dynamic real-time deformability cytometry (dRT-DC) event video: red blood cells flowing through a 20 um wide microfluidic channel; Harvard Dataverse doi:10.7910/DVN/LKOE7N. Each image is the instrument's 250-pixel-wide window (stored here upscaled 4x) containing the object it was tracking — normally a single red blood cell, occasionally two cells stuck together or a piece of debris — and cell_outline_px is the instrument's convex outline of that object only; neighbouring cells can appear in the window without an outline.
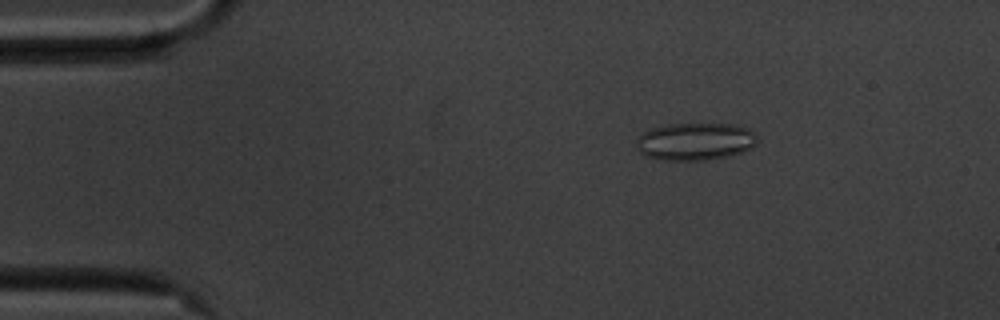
{"species": "common noctule bat (a hibernating species)", "species_latin": "Nyctalus noctula", "temperature_condition": "cold", "stored_images_in_passage": 51, "camera_frame_rate_fps": 3000, "um_per_image_px": 0.085, "animal": {"sex": "male", "body_mass_g": 20.1, "forearm_length_mm": 53.5}, "frame": {"image": 1, "passage_image": 3, "time_ms": 0.667, "image_size_px": [1000, 320], "cell_outline_px": [[756, 144], [740, 152], [708, 160], [664, 160], [648, 156], [640, 152], [636, 148], [636, 140], [644, 132], [652, 128], [668, 124], [732, 124], [748, 128], [756, 132]], "centroid_in_image_um": [59.08, 12.01], "position_along_channel_um": 25.9, "area_um2": 26.18}}
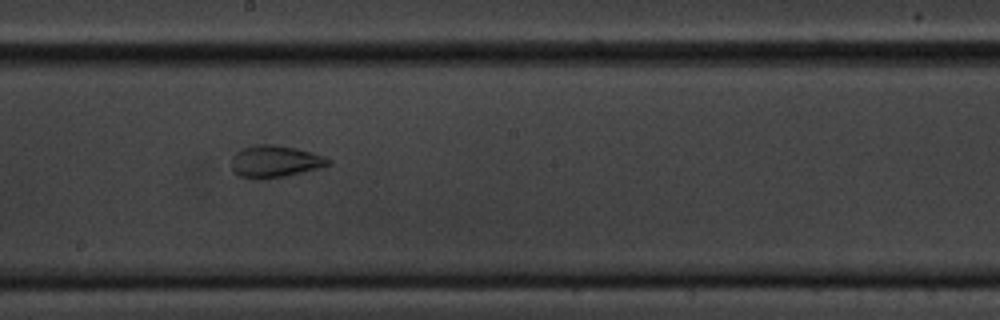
{"frame": {"image": 2, "passage_image": 25, "time_ms": 8.0, "image_size_px": [1000, 320], "cell_outline_px": [[332, 164], [284, 176], [240, 176], [232, 172], [232, 156], [240, 148], [256, 144], [276, 144], [296, 148], [324, 156], [332, 160]], "centroid_in_image_um": [23.37, 13.66], "position_along_channel_um": 224.8, "area_um2": 17.51}}
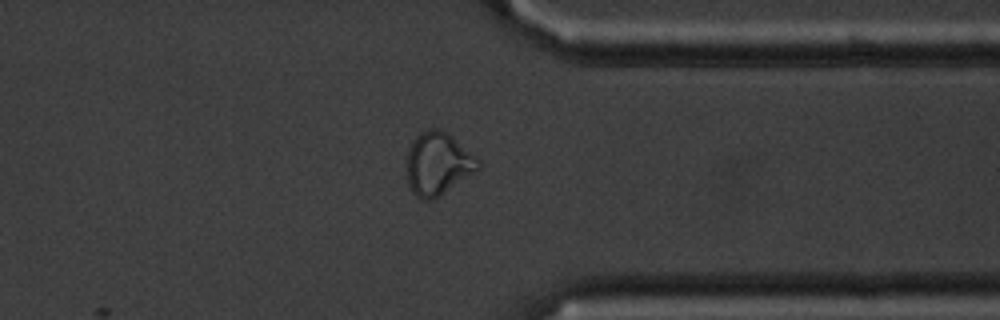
{"frame": {"image": 3, "passage_image": 38, "time_ms": 12.333, "image_size_px": [1000, 320], "cell_outline_px": [[480, 168], [432, 200], [424, 200], [416, 196], [412, 192], [408, 184], [408, 152], [412, 140], [420, 132], [428, 128], [436, 128], [444, 132], [480, 160]], "centroid_in_image_um": [37.19, 13.92], "position_along_channel_um": 374.2, "area_um2": 25.37}, "authors_computed_cell_mechanics": {"area_um2": 22.0796, "velocity_mm_per_s": 3.5443, "shape_relaxation_time_tau1_ms": null, "shape_relaxation_time_tau2_ms": 1.3897, "deformation_change_tau1": null, "deformation_change_tau2": 0.0708}}